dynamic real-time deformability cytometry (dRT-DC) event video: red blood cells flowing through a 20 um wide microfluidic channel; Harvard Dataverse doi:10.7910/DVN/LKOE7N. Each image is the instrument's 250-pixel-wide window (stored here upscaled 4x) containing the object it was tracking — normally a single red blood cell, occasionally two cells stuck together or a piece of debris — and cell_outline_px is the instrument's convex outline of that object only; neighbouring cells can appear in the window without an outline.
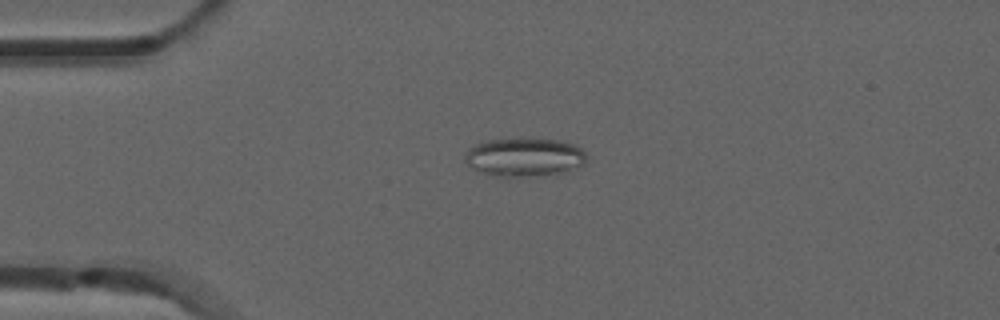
{"species": "common noctule bat (a hibernating species)", "species_latin": "Nyctalus noctula", "temperature_condition": "room temperature", "stored_images_in_passage": 6, "camera_frame_rate_fps": 3000, "um_per_image_px": 0.085, "animal": {"sex": "male", "forearm_length_mm": 52.5}, "frame": {"image": 1, "passage_image": 2, "time_ms": 0.333, "image_size_px": [1000, 320], "cell_outline_px": [[584, 164], [556, 176], [500, 176], [484, 172], [472, 168], [464, 160], [464, 156], [468, 148], [476, 144], [488, 140], [520, 136], [560, 140], [572, 144], [580, 148], [584, 152]], "centroid_in_image_um": [44.58, 13.33], "position_along_channel_um": 40.4, "area_um2": 27.92}}
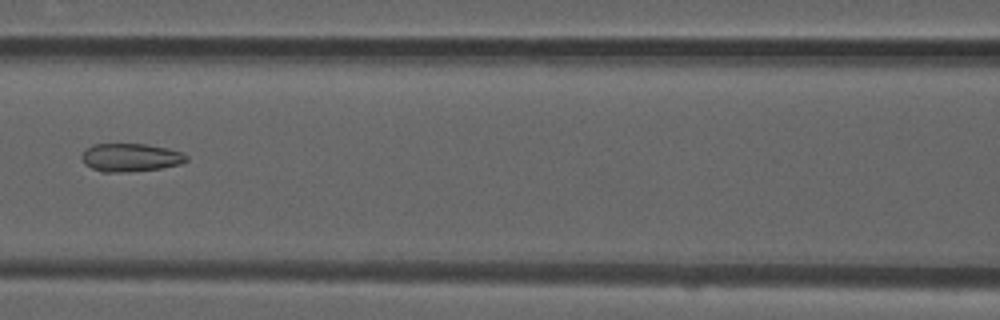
{"frame": {"image": 2, "passage_image": 5, "time_ms": 1.333, "image_size_px": [1000, 320], "cell_outline_px": [[188, 160], [180, 164], [160, 168], [128, 172], [100, 172], [84, 164], [80, 156], [92, 144], [144, 144], [168, 148], [184, 152], [188, 156]], "centroid_in_image_um": [11.11, 13.39], "position_along_channel_um": 155.5, "area_um2": 17.28}}
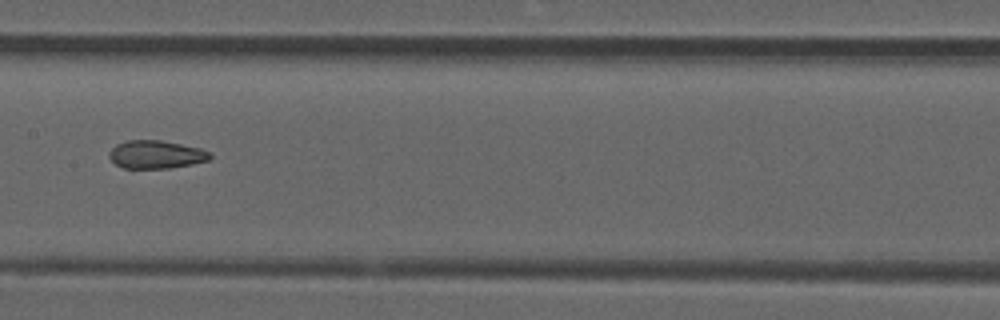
{"frame": {"image": 3, "passage_image": 6, "time_ms": 1.667, "image_size_px": [1000, 320], "cell_outline_px": [[212, 156], [208, 160], [192, 164], [168, 168], [124, 168], [116, 164], [108, 156], [108, 152], [116, 144], [128, 140], [160, 140], [200, 148], [212, 152]], "centroid_in_image_um": [13.26, 13.13], "position_along_channel_um": 194.1, "area_um2": 16.47}}